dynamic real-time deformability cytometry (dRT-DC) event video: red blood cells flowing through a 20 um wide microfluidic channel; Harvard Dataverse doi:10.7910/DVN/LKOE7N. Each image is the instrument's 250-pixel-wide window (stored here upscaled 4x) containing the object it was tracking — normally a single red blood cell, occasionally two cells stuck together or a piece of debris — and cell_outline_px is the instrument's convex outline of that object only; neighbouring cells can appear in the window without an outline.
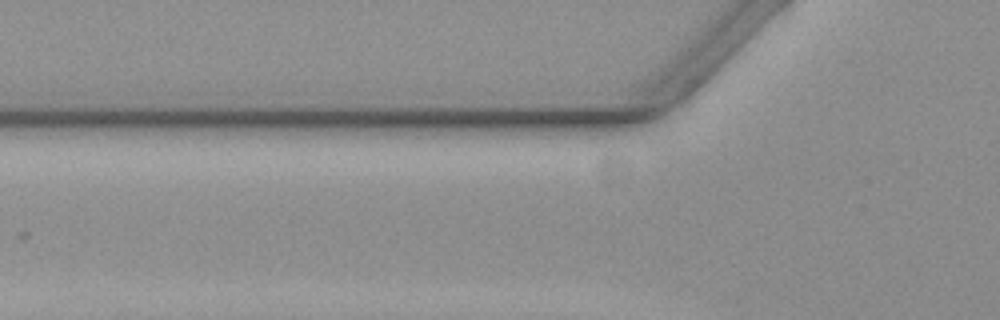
{"species": "common noctule bat (a hibernating species)", "species_latin": "Nyctalus noctula", "temperature_condition": "warm", "stored_images_in_passage": 3, "camera_frame_rate_fps": 3000, "um_per_image_px": 0.085, "animal": {"sex": "female", "body_mass_g": 19.3, "forearm_length_mm": 54.1}, "frame": {"image": 1, "passage_image": 2, "time_ms": 0.333, "image_size_px": [1000, 320], "cell_outline_px": [[552, 264], [548, 268], [500, 268], [484, 260], [476, 252], [484, 248], [504, 244], [536, 244], [552, 252]], "centroid_in_image_um": [43.98, 21.77], "position_along_channel_um": 81.8, "area_um2": 10.87}}